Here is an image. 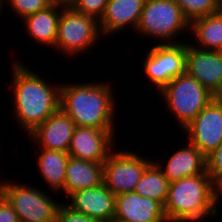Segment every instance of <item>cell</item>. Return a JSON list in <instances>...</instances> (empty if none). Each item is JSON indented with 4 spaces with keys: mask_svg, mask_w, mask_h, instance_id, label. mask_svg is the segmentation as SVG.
<instances>
[{
    "mask_svg": "<svg viewBox=\"0 0 222 222\" xmlns=\"http://www.w3.org/2000/svg\"><path fill=\"white\" fill-rule=\"evenodd\" d=\"M99 21L74 10L69 4L61 9L55 50L75 57L96 46L101 39Z\"/></svg>",
    "mask_w": 222,
    "mask_h": 222,
    "instance_id": "8992f818",
    "label": "cell"
},
{
    "mask_svg": "<svg viewBox=\"0 0 222 222\" xmlns=\"http://www.w3.org/2000/svg\"><path fill=\"white\" fill-rule=\"evenodd\" d=\"M67 204L73 210L86 214L99 222L114 219L116 196L103 184L72 193Z\"/></svg>",
    "mask_w": 222,
    "mask_h": 222,
    "instance_id": "5bb4252c",
    "label": "cell"
},
{
    "mask_svg": "<svg viewBox=\"0 0 222 222\" xmlns=\"http://www.w3.org/2000/svg\"><path fill=\"white\" fill-rule=\"evenodd\" d=\"M114 219L124 222H168L164 207L158 201L142 197L136 192L116 196Z\"/></svg>",
    "mask_w": 222,
    "mask_h": 222,
    "instance_id": "9a60e30c",
    "label": "cell"
},
{
    "mask_svg": "<svg viewBox=\"0 0 222 222\" xmlns=\"http://www.w3.org/2000/svg\"><path fill=\"white\" fill-rule=\"evenodd\" d=\"M185 72L206 87L214 96L222 97V56L186 43Z\"/></svg>",
    "mask_w": 222,
    "mask_h": 222,
    "instance_id": "7c38bea8",
    "label": "cell"
},
{
    "mask_svg": "<svg viewBox=\"0 0 222 222\" xmlns=\"http://www.w3.org/2000/svg\"><path fill=\"white\" fill-rule=\"evenodd\" d=\"M67 3L55 1L51 6L23 19L24 30L35 43L55 47L61 9Z\"/></svg>",
    "mask_w": 222,
    "mask_h": 222,
    "instance_id": "ac0fdd59",
    "label": "cell"
},
{
    "mask_svg": "<svg viewBox=\"0 0 222 222\" xmlns=\"http://www.w3.org/2000/svg\"><path fill=\"white\" fill-rule=\"evenodd\" d=\"M75 123L61 109L27 135L38 148L67 153Z\"/></svg>",
    "mask_w": 222,
    "mask_h": 222,
    "instance_id": "4fadbf2b",
    "label": "cell"
},
{
    "mask_svg": "<svg viewBox=\"0 0 222 222\" xmlns=\"http://www.w3.org/2000/svg\"><path fill=\"white\" fill-rule=\"evenodd\" d=\"M220 11L222 13V0H220Z\"/></svg>",
    "mask_w": 222,
    "mask_h": 222,
    "instance_id": "d6a6232c",
    "label": "cell"
},
{
    "mask_svg": "<svg viewBox=\"0 0 222 222\" xmlns=\"http://www.w3.org/2000/svg\"><path fill=\"white\" fill-rule=\"evenodd\" d=\"M68 83V84H67ZM111 82L61 84L60 109L76 127L115 130L116 100Z\"/></svg>",
    "mask_w": 222,
    "mask_h": 222,
    "instance_id": "7a4b0ae2",
    "label": "cell"
},
{
    "mask_svg": "<svg viewBox=\"0 0 222 222\" xmlns=\"http://www.w3.org/2000/svg\"><path fill=\"white\" fill-rule=\"evenodd\" d=\"M218 212L217 187L208 173L169 183L164 205L168 222H200Z\"/></svg>",
    "mask_w": 222,
    "mask_h": 222,
    "instance_id": "3957f363",
    "label": "cell"
},
{
    "mask_svg": "<svg viewBox=\"0 0 222 222\" xmlns=\"http://www.w3.org/2000/svg\"><path fill=\"white\" fill-rule=\"evenodd\" d=\"M55 0H6L12 12L22 21L25 17L48 8Z\"/></svg>",
    "mask_w": 222,
    "mask_h": 222,
    "instance_id": "cb8c5ba5",
    "label": "cell"
},
{
    "mask_svg": "<svg viewBox=\"0 0 222 222\" xmlns=\"http://www.w3.org/2000/svg\"><path fill=\"white\" fill-rule=\"evenodd\" d=\"M217 200L218 204L219 201L222 200V183L217 187Z\"/></svg>",
    "mask_w": 222,
    "mask_h": 222,
    "instance_id": "f1b7e54d",
    "label": "cell"
},
{
    "mask_svg": "<svg viewBox=\"0 0 222 222\" xmlns=\"http://www.w3.org/2000/svg\"><path fill=\"white\" fill-rule=\"evenodd\" d=\"M55 1L64 2L68 4L70 0H55Z\"/></svg>",
    "mask_w": 222,
    "mask_h": 222,
    "instance_id": "4dcf8cb0",
    "label": "cell"
},
{
    "mask_svg": "<svg viewBox=\"0 0 222 222\" xmlns=\"http://www.w3.org/2000/svg\"><path fill=\"white\" fill-rule=\"evenodd\" d=\"M0 222H20L16 211L8 200L0 193Z\"/></svg>",
    "mask_w": 222,
    "mask_h": 222,
    "instance_id": "83f0119b",
    "label": "cell"
},
{
    "mask_svg": "<svg viewBox=\"0 0 222 222\" xmlns=\"http://www.w3.org/2000/svg\"><path fill=\"white\" fill-rule=\"evenodd\" d=\"M109 0H70L69 5L76 11L95 17L98 21L103 16Z\"/></svg>",
    "mask_w": 222,
    "mask_h": 222,
    "instance_id": "d4e9b609",
    "label": "cell"
},
{
    "mask_svg": "<svg viewBox=\"0 0 222 222\" xmlns=\"http://www.w3.org/2000/svg\"><path fill=\"white\" fill-rule=\"evenodd\" d=\"M186 43L155 44L143 60V71L159 92L174 78L185 73Z\"/></svg>",
    "mask_w": 222,
    "mask_h": 222,
    "instance_id": "9c48e42d",
    "label": "cell"
},
{
    "mask_svg": "<svg viewBox=\"0 0 222 222\" xmlns=\"http://www.w3.org/2000/svg\"><path fill=\"white\" fill-rule=\"evenodd\" d=\"M159 93L181 129L216 97L186 72L174 78Z\"/></svg>",
    "mask_w": 222,
    "mask_h": 222,
    "instance_id": "5b68a950",
    "label": "cell"
},
{
    "mask_svg": "<svg viewBox=\"0 0 222 222\" xmlns=\"http://www.w3.org/2000/svg\"><path fill=\"white\" fill-rule=\"evenodd\" d=\"M4 3H5L4 0H0V14H2L1 11L3 9L2 7H4V5H3Z\"/></svg>",
    "mask_w": 222,
    "mask_h": 222,
    "instance_id": "f546056e",
    "label": "cell"
},
{
    "mask_svg": "<svg viewBox=\"0 0 222 222\" xmlns=\"http://www.w3.org/2000/svg\"><path fill=\"white\" fill-rule=\"evenodd\" d=\"M169 181L153 161L144 171L134 192L142 197L158 201L163 207L167 201Z\"/></svg>",
    "mask_w": 222,
    "mask_h": 222,
    "instance_id": "7402d4cb",
    "label": "cell"
},
{
    "mask_svg": "<svg viewBox=\"0 0 222 222\" xmlns=\"http://www.w3.org/2000/svg\"><path fill=\"white\" fill-rule=\"evenodd\" d=\"M190 34L196 42L192 45L200 50L219 51L222 48V13L218 11L200 17L190 23ZM192 31V32H191ZM194 43H198L197 45Z\"/></svg>",
    "mask_w": 222,
    "mask_h": 222,
    "instance_id": "44dd1931",
    "label": "cell"
},
{
    "mask_svg": "<svg viewBox=\"0 0 222 222\" xmlns=\"http://www.w3.org/2000/svg\"><path fill=\"white\" fill-rule=\"evenodd\" d=\"M36 163L40 178L46 182L45 184L52 188L51 191L59 192L64 189L66 167L69 159V154L62 151L47 150L38 148Z\"/></svg>",
    "mask_w": 222,
    "mask_h": 222,
    "instance_id": "ffe728a7",
    "label": "cell"
},
{
    "mask_svg": "<svg viewBox=\"0 0 222 222\" xmlns=\"http://www.w3.org/2000/svg\"><path fill=\"white\" fill-rule=\"evenodd\" d=\"M120 149H114L103 163V183L115 196L134 192L145 169L154 161Z\"/></svg>",
    "mask_w": 222,
    "mask_h": 222,
    "instance_id": "ba28073f",
    "label": "cell"
},
{
    "mask_svg": "<svg viewBox=\"0 0 222 222\" xmlns=\"http://www.w3.org/2000/svg\"><path fill=\"white\" fill-rule=\"evenodd\" d=\"M56 222H99L98 220L87 216L81 212L73 210L67 204L62 202L57 210Z\"/></svg>",
    "mask_w": 222,
    "mask_h": 222,
    "instance_id": "4316f807",
    "label": "cell"
},
{
    "mask_svg": "<svg viewBox=\"0 0 222 222\" xmlns=\"http://www.w3.org/2000/svg\"><path fill=\"white\" fill-rule=\"evenodd\" d=\"M185 18L191 23L220 11V0H175Z\"/></svg>",
    "mask_w": 222,
    "mask_h": 222,
    "instance_id": "603a6c76",
    "label": "cell"
},
{
    "mask_svg": "<svg viewBox=\"0 0 222 222\" xmlns=\"http://www.w3.org/2000/svg\"><path fill=\"white\" fill-rule=\"evenodd\" d=\"M12 182L0 181V193L12 205L20 222H56L59 200L55 201L40 187Z\"/></svg>",
    "mask_w": 222,
    "mask_h": 222,
    "instance_id": "52a82bcc",
    "label": "cell"
},
{
    "mask_svg": "<svg viewBox=\"0 0 222 222\" xmlns=\"http://www.w3.org/2000/svg\"><path fill=\"white\" fill-rule=\"evenodd\" d=\"M116 130L75 127L68 154L76 159L104 163L114 150Z\"/></svg>",
    "mask_w": 222,
    "mask_h": 222,
    "instance_id": "8fae6325",
    "label": "cell"
},
{
    "mask_svg": "<svg viewBox=\"0 0 222 222\" xmlns=\"http://www.w3.org/2000/svg\"><path fill=\"white\" fill-rule=\"evenodd\" d=\"M182 130L189 143L210 155L222 143V97H215Z\"/></svg>",
    "mask_w": 222,
    "mask_h": 222,
    "instance_id": "30bf717a",
    "label": "cell"
},
{
    "mask_svg": "<svg viewBox=\"0 0 222 222\" xmlns=\"http://www.w3.org/2000/svg\"><path fill=\"white\" fill-rule=\"evenodd\" d=\"M187 29L190 30V22L175 0H145L135 32L155 38V44H178L183 41L175 39L188 33Z\"/></svg>",
    "mask_w": 222,
    "mask_h": 222,
    "instance_id": "277c9868",
    "label": "cell"
},
{
    "mask_svg": "<svg viewBox=\"0 0 222 222\" xmlns=\"http://www.w3.org/2000/svg\"><path fill=\"white\" fill-rule=\"evenodd\" d=\"M144 2L145 0H109L99 20L101 35L107 38L128 27L136 30Z\"/></svg>",
    "mask_w": 222,
    "mask_h": 222,
    "instance_id": "2e32d148",
    "label": "cell"
},
{
    "mask_svg": "<svg viewBox=\"0 0 222 222\" xmlns=\"http://www.w3.org/2000/svg\"><path fill=\"white\" fill-rule=\"evenodd\" d=\"M207 173L218 187L222 183V143L206 157Z\"/></svg>",
    "mask_w": 222,
    "mask_h": 222,
    "instance_id": "484cf974",
    "label": "cell"
},
{
    "mask_svg": "<svg viewBox=\"0 0 222 222\" xmlns=\"http://www.w3.org/2000/svg\"><path fill=\"white\" fill-rule=\"evenodd\" d=\"M220 55L222 56V48L219 50Z\"/></svg>",
    "mask_w": 222,
    "mask_h": 222,
    "instance_id": "836d02e7",
    "label": "cell"
},
{
    "mask_svg": "<svg viewBox=\"0 0 222 222\" xmlns=\"http://www.w3.org/2000/svg\"><path fill=\"white\" fill-rule=\"evenodd\" d=\"M110 222H124V221L112 219Z\"/></svg>",
    "mask_w": 222,
    "mask_h": 222,
    "instance_id": "1f68e13d",
    "label": "cell"
},
{
    "mask_svg": "<svg viewBox=\"0 0 222 222\" xmlns=\"http://www.w3.org/2000/svg\"><path fill=\"white\" fill-rule=\"evenodd\" d=\"M25 65L19 59L12 62V113L16 124L28 135L60 109L61 83H48Z\"/></svg>",
    "mask_w": 222,
    "mask_h": 222,
    "instance_id": "6da1fadb",
    "label": "cell"
},
{
    "mask_svg": "<svg viewBox=\"0 0 222 222\" xmlns=\"http://www.w3.org/2000/svg\"><path fill=\"white\" fill-rule=\"evenodd\" d=\"M177 149H175L174 153L172 152L167 159L168 161L166 160L165 166L161 161H154L169 182L180 180L187 176L207 173L206 157L197 147L188 142L183 147L179 148L178 146Z\"/></svg>",
    "mask_w": 222,
    "mask_h": 222,
    "instance_id": "e0dca14e",
    "label": "cell"
},
{
    "mask_svg": "<svg viewBox=\"0 0 222 222\" xmlns=\"http://www.w3.org/2000/svg\"><path fill=\"white\" fill-rule=\"evenodd\" d=\"M101 184H103V163L85 161L69 156L63 194L69 196L74 192L94 188Z\"/></svg>",
    "mask_w": 222,
    "mask_h": 222,
    "instance_id": "d6986e66",
    "label": "cell"
}]
</instances>
